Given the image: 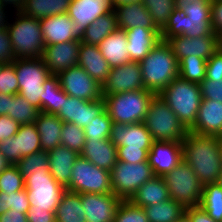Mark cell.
Masks as SVG:
<instances>
[{
	"instance_id": "obj_1",
	"label": "cell",
	"mask_w": 222,
	"mask_h": 222,
	"mask_svg": "<svg viewBox=\"0 0 222 222\" xmlns=\"http://www.w3.org/2000/svg\"><path fill=\"white\" fill-rule=\"evenodd\" d=\"M182 147L183 160L192 168L203 186L219 182L222 174V145L218 136L188 130L182 140Z\"/></svg>"
},
{
	"instance_id": "obj_2",
	"label": "cell",
	"mask_w": 222,
	"mask_h": 222,
	"mask_svg": "<svg viewBox=\"0 0 222 222\" xmlns=\"http://www.w3.org/2000/svg\"><path fill=\"white\" fill-rule=\"evenodd\" d=\"M211 0H175V9L160 32L162 41L173 36L203 37L211 35Z\"/></svg>"
},
{
	"instance_id": "obj_3",
	"label": "cell",
	"mask_w": 222,
	"mask_h": 222,
	"mask_svg": "<svg viewBox=\"0 0 222 222\" xmlns=\"http://www.w3.org/2000/svg\"><path fill=\"white\" fill-rule=\"evenodd\" d=\"M145 89L158 95L177 76L179 61L167 41H160L139 62Z\"/></svg>"
},
{
	"instance_id": "obj_4",
	"label": "cell",
	"mask_w": 222,
	"mask_h": 222,
	"mask_svg": "<svg viewBox=\"0 0 222 222\" xmlns=\"http://www.w3.org/2000/svg\"><path fill=\"white\" fill-rule=\"evenodd\" d=\"M158 95L168 104L187 130L194 126L202 100L200 84L177 76Z\"/></svg>"
},
{
	"instance_id": "obj_5",
	"label": "cell",
	"mask_w": 222,
	"mask_h": 222,
	"mask_svg": "<svg viewBox=\"0 0 222 222\" xmlns=\"http://www.w3.org/2000/svg\"><path fill=\"white\" fill-rule=\"evenodd\" d=\"M7 30L15 59L42 57L45 41L39 19L16 11L15 21L8 23Z\"/></svg>"
},
{
	"instance_id": "obj_6",
	"label": "cell",
	"mask_w": 222,
	"mask_h": 222,
	"mask_svg": "<svg viewBox=\"0 0 222 222\" xmlns=\"http://www.w3.org/2000/svg\"><path fill=\"white\" fill-rule=\"evenodd\" d=\"M155 95L147 89H138L102 97L113 123L134 124L143 122Z\"/></svg>"
},
{
	"instance_id": "obj_7",
	"label": "cell",
	"mask_w": 222,
	"mask_h": 222,
	"mask_svg": "<svg viewBox=\"0 0 222 222\" xmlns=\"http://www.w3.org/2000/svg\"><path fill=\"white\" fill-rule=\"evenodd\" d=\"M143 124L154 141L182 142L188 132L160 95L151 100Z\"/></svg>"
},
{
	"instance_id": "obj_8",
	"label": "cell",
	"mask_w": 222,
	"mask_h": 222,
	"mask_svg": "<svg viewBox=\"0 0 222 222\" xmlns=\"http://www.w3.org/2000/svg\"><path fill=\"white\" fill-rule=\"evenodd\" d=\"M18 79V94L39 109L43 108L44 81L51 75L42 58H23L14 60Z\"/></svg>"
},
{
	"instance_id": "obj_9",
	"label": "cell",
	"mask_w": 222,
	"mask_h": 222,
	"mask_svg": "<svg viewBox=\"0 0 222 222\" xmlns=\"http://www.w3.org/2000/svg\"><path fill=\"white\" fill-rule=\"evenodd\" d=\"M73 193H113L110 172L79 156L73 165L70 183L65 187Z\"/></svg>"
},
{
	"instance_id": "obj_10",
	"label": "cell",
	"mask_w": 222,
	"mask_h": 222,
	"mask_svg": "<svg viewBox=\"0 0 222 222\" xmlns=\"http://www.w3.org/2000/svg\"><path fill=\"white\" fill-rule=\"evenodd\" d=\"M163 178L171 199L181 203L185 208L199 206L203 185L186 161L182 160Z\"/></svg>"
},
{
	"instance_id": "obj_11",
	"label": "cell",
	"mask_w": 222,
	"mask_h": 222,
	"mask_svg": "<svg viewBox=\"0 0 222 222\" xmlns=\"http://www.w3.org/2000/svg\"><path fill=\"white\" fill-rule=\"evenodd\" d=\"M30 202L29 209H45L56 212L65 187L58 183L50 171H37L24 179Z\"/></svg>"
},
{
	"instance_id": "obj_12",
	"label": "cell",
	"mask_w": 222,
	"mask_h": 222,
	"mask_svg": "<svg viewBox=\"0 0 222 222\" xmlns=\"http://www.w3.org/2000/svg\"><path fill=\"white\" fill-rule=\"evenodd\" d=\"M152 177L154 174L148 161L135 164L117 161L110 172L113 193L122 200H129Z\"/></svg>"
},
{
	"instance_id": "obj_13",
	"label": "cell",
	"mask_w": 222,
	"mask_h": 222,
	"mask_svg": "<svg viewBox=\"0 0 222 222\" xmlns=\"http://www.w3.org/2000/svg\"><path fill=\"white\" fill-rule=\"evenodd\" d=\"M42 151L40 135L35 123L20 125L19 131L12 137L0 142V153L11 165H16L24 156Z\"/></svg>"
},
{
	"instance_id": "obj_14",
	"label": "cell",
	"mask_w": 222,
	"mask_h": 222,
	"mask_svg": "<svg viewBox=\"0 0 222 222\" xmlns=\"http://www.w3.org/2000/svg\"><path fill=\"white\" fill-rule=\"evenodd\" d=\"M62 90L71 97L85 101L101 99L102 86L98 84L82 67L75 66L58 75Z\"/></svg>"
},
{
	"instance_id": "obj_15",
	"label": "cell",
	"mask_w": 222,
	"mask_h": 222,
	"mask_svg": "<svg viewBox=\"0 0 222 222\" xmlns=\"http://www.w3.org/2000/svg\"><path fill=\"white\" fill-rule=\"evenodd\" d=\"M105 110L103 98L94 101H85L71 97L63 91V104L56 114L63 122H71L84 128Z\"/></svg>"
},
{
	"instance_id": "obj_16",
	"label": "cell",
	"mask_w": 222,
	"mask_h": 222,
	"mask_svg": "<svg viewBox=\"0 0 222 222\" xmlns=\"http://www.w3.org/2000/svg\"><path fill=\"white\" fill-rule=\"evenodd\" d=\"M145 89L139 62L129 61L110 69L106 82L102 85V96Z\"/></svg>"
},
{
	"instance_id": "obj_17",
	"label": "cell",
	"mask_w": 222,
	"mask_h": 222,
	"mask_svg": "<svg viewBox=\"0 0 222 222\" xmlns=\"http://www.w3.org/2000/svg\"><path fill=\"white\" fill-rule=\"evenodd\" d=\"M167 43L171 46L179 62L187 56L208 60L218 50L217 34L215 32L211 35L196 38L184 35L173 36L167 40Z\"/></svg>"
},
{
	"instance_id": "obj_18",
	"label": "cell",
	"mask_w": 222,
	"mask_h": 222,
	"mask_svg": "<svg viewBox=\"0 0 222 222\" xmlns=\"http://www.w3.org/2000/svg\"><path fill=\"white\" fill-rule=\"evenodd\" d=\"M183 160L182 142L153 141L148 162L154 176L163 177Z\"/></svg>"
},
{
	"instance_id": "obj_19",
	"label": "cell",
	"mask_w": 222,
	"mask_h": 222,
	"mask_svg": "<svg viewBox=\"0 0 222 222\" xmlns=\"http://www.w3.org/2000/svg\"><path fill=\"white\" fill-rule=\"evenodd\" d=\"M80 43V40H75L44 47L41 58L50 74L58 75L78 66Z\"/></svg>"
},
{
	"instance_id": "obj_20",
	"label": "cell",
	"mask_w": 222,
	"mask_h": 222,
	"mask_svg": "<svg viewBox=\"0 0 222 222\" xmlns=\"http://www.w3.org/2000/svg\"><path fill=\"white\" fill-rule=\"evenodd\" d=\"M122 199L114 193L81 194L86 222H113Z\"/></svg>"
},
{
	"instance_id": "obj_21",
	"label": "cell",
	"mask_w": 222,
	"mask_h": 222,
	"mask_svg": "<svg viewBox=\"0 0 222 222\" xmlns=\"http://www.w3.org/2000/svg\"><path fill=\"white\" fill-rule=\"evenodd\" d=\"M112 0H71L67 14L74 21L79 36L99 16L113 11Z\"/></svg>"
},
{
	"instance_id": "obj_22",
	"label": "cell",
	"mask_w": 222,
	"mask_h": 222,
	"mask_svg": "<svg viewBox=\"0 0 222 222\" xmlns=\"http://www.w3.org/2000/svg\"><path fill=\"white\" fill-rule=\"evenodd\" d=\"M110 140L117 148H139L147 152L154 141L143 122L113 123Z\"/></svg>"
},
{
	"instance_id": "obj_23",
	"label": "cell",
	"mask_w": 222,
	"mask_h": 222,
	"mask_svg": "<svg viewBox=\"0 0 222 222\" xmlns=\"http://www.w3.org/2000/svg\"><path fill=\"white\" fill-rule=\"evenodd\" d=\"M43 32L45 46L80 40L74 21L67 13L45 17L39 20Z\"/></svg>"
},
{
	"instance_id": "obj_24",
	"label": "cell",
	"mask_w": 222,
	"mask_h": 222,
	"mask_svg": "<svg viewBox=\"0 0 222 222\" xmlns=\"http://www.w3.org/2000/svg\"><path fill=\"white\" fill-rule=\"evenodd\" d=\"M190 131L202 135L218 136L222 132V103L202 99L195 124Z\"/></svg>"
},
{
	"instance_id": "obj_25",
	"label": "cell",
	"mask_w": 222,
	"mask_h": 222,
	"mask_svg": "<svg viewBox=\"0 0 222 222\" xmlns=\"http://www.w3.org/2000/svg\"><path fill=\"white\" fill-rule=\"evenodd\" d=\"M78 66L82 67L101 86L106 82L110 66L101 54L98 45L80 43Z\"/></svg>"
},
{
	"instance_id": "obj_26",
	"label": "cell",
	"mask_w": 222,
	"mask_h": 222,
	"mask_svg": "<svg viewBox=\"0 0 222 222\" xmlns=\"http://www.w3.org/2000/svg\"><path fill=\"white\" fill-rule=\"evenodd\" d=\"M118 29L128 30L141 27L146 29H157L153 19L142 2H130L116 5L114 7Z\"/></svg>"
},
{
	"instance_id": "obj_27",
	"label": "cell",
	"mask_w": 222,
	"mask_h": 222,
	"mask_svg": "<svg viewBox=\"0 0 222 222\" xmlns=\"http://www.w3.org/2000/svg\"><path fill=\"white\" fill-rule=\"evenodd\" d=\"M124 31L130 61L140 62L161 41L158 29L135 27Z\"/></svg>"
},
{
	"instance_id": "obj_28",
	"label": "cell",
	"mask_w": 222,
	"mask_h": 222,
	"mask_svg": "<svg viewBox=\"0 0 222 222\" xmlns=\"http://www.w3.org/2000/svg\"><path fill=\"white\" fill-rule=\"evenodd\" d=\"M80 156L109 172L112 171L118 161L117 147L110 138L99 141L86 140Z\"/></svg>"
},
{
	"instance_id": "obj_29",
	"label": "cell",
	"mask_w": 222,
	"mask_h": 222,
	"mask_svg": "<svg viewBox=\"0 0 222 222\" xmlns=\"http://www.w3.org/2000/svg\"><path fill=\"white\" fill-rule=\"evenodd\" d=\"M48 154L52 177L66 187L70 183L74 162L80 155L62 145L48 151Z\"/></svg>"
},
{
	"instance_id": "obj_30",
	"label": "cell",
	"mask_w": 222,
	"mask_h": 222,
	"mask_svg": "<svg viewBox=\"0 0 222 222\" xmlns=\"http://www.w3.org/2000/svg\"><path fill=\"white\" fill-rule=\"evenodd\" d=\"M127 45L126 32L117 29L101 41L98 47L112 69L130 61Z\"/></svg>"
},
{
	"instance_id": "obj_31",
	"label": "cell",
	"mask_w": 222,
	"mask_h": 222,
	"mask_svg": "<svg viewBox=\"0 0 222 222\" xmlns=\"http://www.w3.org/2000/svg\"><path fill=\"white\" fill-rule=\"evenodd\" d=\"M35 125L40 135L42 151H50L61 145L63 121L54 114L39 112Z\"/></svg>"
},
{
	"instance_id": "obj_32",
	"label": "cell",
	"mask_w": 222,
	"mask_h": 222,
	"mask_svg": "<svg viewBox=\"0 0 222 222\" xmlns=\"http://www.w3.org/2000/svg\"><path fill=\"white\" fill-rule=\"evenodd\" d=\"M170 199L169 190L166 182L161 176H154L144 183L129 199L138 207H146L158 204Z\"/></svg>"
},
{
	"instance_id": "obj_33",
	"label": "cell",
	"mask_w": 222,
	"mask_h": 222,
	"mask_svg": "<svg viewBox=\"0 0 222 222\" xmlns=\"http://www.w3.org/2000/svg\"><path fill=\"white\" fill-rule=\"evenodd\" d=\"M118 29L116 15L114 11H110L105 15L99 16L91 23L80 36V41L99 45L109 34Z\"/></svg>"
},
{
	"instance_id": "obj_34",
	"label": "cell",
	"mask_w": 222,
	"mask_h": 222,
	"mask_svg": "<svg viewBox=\"0 0 222 222\" xmlns=\"http://www.w3.org/2000/svg\"><path fill=\"white\" fill-rule=\"evenodd\" d=\"M71 0H25L20 10L23 14L42 19L67 13Z\"/></svg>"
},
{
	"instance_id": "obj_35",
	"label": "cell",
	"mask_w": 222,
	"mask_h": 222,
	"mask_svg": "<svg viewBox=\"0 0 222 222\" xmlns=\"http://www.w3.org/2000/svg\"><path fill=\"white\" fill-rule=\"evenodd\" d=\"M81 194L65 191L55 212L56 222H86Z\"/></svg>"
},
{
	"instance_id": "obj_36",
	"label": "cell",
	"mask_w": 222,
	"mask_h": 222,
	"mask_svg": "<svg viewBox=\"0 0 222 222\" xmlns=\"http://www.w3.org/2000/svg\"><path fill=\"white\" fill-rule=\"evenodd\" d=\"M143 209L148 222H179L185 216V207L171 198Z\"/></svg>"
},
{
	"instance_id": "obj_37",
	"label": "cell",
	"mask_w": 222,
	"mask_h": 222,
	"mask_svg": "<svg viewBox=\"0 0 222 222\" xmlns=\"http://www.w3.org/2000/svg\"><path fill=\"white\" fill-rule=\"evenodd\" d=\"M199 206L217 222H222V186L219 182L203 186Z\"/></svg>"
},
{
	"instance_id": "obj_38",
	"label": "cell",
	"mask_w": 222,
	"mask_h": 222,
	"mask_svg": "<svg viewBox=\"0 0 222 222\" xmlns=\"http://www.w3.org/2000/svg\"><path fill=\"white\" fill-rule=\"evenodd\" d=\"M43 108L39 112L56 115L63 104V90L57 75H50L43 84Z\"/></svg>"
},
{
	"instance_id": "obj_39",
	"label": "cell",
	"mask_w": 222,
	"mask_h": 222,
	"mask_svg": "<svg viewBox=\"0 0 222 222\" xmlns=\"http://www.w3.org/2000/svg\"><path fill=\"white\" fill-rule=\"evenodd\" d=\"M39 109L19 94L11 95L7 115L20 125L35 123Z\"/></svg>"
},
{
	"instance_id": "obj_40",
	"label": "cell",
	"mask_w": 222,
	"mask_h": 222,
	"mask_svg": "<svg viewBox=\"0 0 222 222\" xmlns=\"http://www.w3.org/2000/svg\"><path fill=\"white\" fill-rule=\"evenodd\" d=\"M206 59L187 56L179 62L178 76L184 80L200 84L206 78Z\"/></svg>"
},
{
	"instance_id": "obj_41",
	"label": "cell",
	"mask_w": 222,
	"mask_h": 222,
	"mask_svg": "<svg viewBox=\"0 0 222 222\" xmlns=\"http://www.w3.org/2000/svg\"><path fill=\"white\" fill-rule=\"evenodd\" d=\"M153 19L155 27L161 32L175 9V0H142Z\"/></svg>"
},
{
	"instance_id": "obj_42",
	"label": "cell",
	"mask_w": 222,
	"mask_h": 222,
	"mask_svg": "<svg viewBox=\"0 0 222 222\" xmlns=\"http://www.w3.org/2000/svg\"><path fill=\"white\" fill-rule=\"evenodd\" d=\"M113 121L105 109L83 128L86 140H104L110 138Z\"/></svg>"
},
{
	"instance_id": "obj_43",
	"label": "cell",
	"mask_w": 222,
	"mask_h": 222,
	"mask_svg": "<svg viewBox=\"0 0 222 222\" xmlns=\"http://www.w3.org/2000/svg\"><path fill=\"white\" fill-rule=\"evenodd\" d=\"M86 137L83 128L71 122H63L61 131V145L77 154H81L84 148Z\"/></svg>"
},
{
	"instance_id": "obj_44",
	"label": "cell",
	"mask_w": 222,
	"mask_h": 222,
	"mask_svg": "<svg viewBox=\"0 0 222 222\" xmlns=\"http://www.w3.org/2000/svg\"><path fill=\"white\" fill-rule=\"evenodd\" d=\"M16 166L24 179L37 171H49V154L46 151H40L24 156Z\"/></svg>"
},
{
	"instance_id": "obj_45",
	"label": "cell",
	"mask_w": 222,
	"mask_h": 222,
	"mask_svg": "<svg viewBox=\"0 0 222 222\" xmlns=\"http://www.w3.org/2000/svg\"><path fill=\"white\" fill-rule=\"evenodd\" d=\"M25 189L23 175L16 165H10L0 174V191L10 194Z\"/></svg>"
},
{
	"instance_id": "obj_46",
	"label": "cell",
	"mask_w": 222,
	"mask_h": 222,
	"mask_svg": "<svg viewBox=\"0 0 222 222\" xmlns=\"http://www.w3.org/2000/svg\"><path fill=\"white\" fill-rule=\"evenodd\" d=\"M113 222H148L142 207L135 206L129 200H122Z\"/></svg>"
},
{
	"instance_id": "obj_47",
	"label": "cell",
	"mask_w": 222,
	"mask_h": 222,
	"mask_svg": "<svg viewBox=\"0 0 222 222\" xmlns=\"http://www.w3.org/2000/svg\"><path fill=\"white\" fill-rule=\"evenodd\" d=\"M18 92L19 85L14 69V61L0 64V93L16 95Z\"/></svg>"
},
{
	"instance_id": "obj_48",
	"label": "cell",
	"mask_w": 222,
	"mask_h": 222,
	"mask_svg": "<svg viewBox=\"0 0 222 222\" xmlns=\"http://www.w3.org/2000/svg\"><path fill=\"white\" fill-rule=\"evenodd\" d=\"M202 99L215 100L222 103V78L207 79L201 83Z\"/></svg>"
},
{
	"instance_id": "obj_49",
	"label": "cell",
	"mask_w": 222,
	"mask_h": 222,
	"mask_svg": "<svg viewBox=\"0 0 222 222\" xmlns=\"http://www.w3.org/2000/svg\"><path fill=\"white\" fill-rule=\"evenodd\" d=\"M8 210L26 214L30 208V202L26 189L8 194Z\"/></svg>"
},
{
	"instance_id": "obj_50",
	"label": "cell",
	"mask_w": 222,
	"mask_h": 222,
	"mask_svg": "<svg viewBox=\"0 0 222 222\" xmlns=\"http://www.w3.org/2000/svg\"><path fill=\"white\" fill-rule=\"evenodd\" d=\"M118 161L131 164L148 161V152L139 148H117Z\"/></svg>"
},
{
	"instance_id": "obj_51",
	"label": "cell",
	"mask_w": 222,
	"mask_h": 222,
	"mask_svg": "<svg viewBox=\"0 0 222 222\" xmlns=\"http://www.w3.org/2000/svg\"><path fill=\"white\" fill-rule=\"evenodd\" d=\"M15 60L11 40L7 28L0 29V64H7Z\"/></svg>"
},
{
	"instance_id": "obj_52",
	"label": "cell",
	"mask_w": 222,
	"mask_h": 222,
	"mask_svg": "<svg viewBox=\"0 0 222 222\" xmlns=\"http://www.w3.org/2000/svg\"><path fill=\"white\" fill-rule=\"evenodd\" d=\"M206 78H222V51L219 49L206 61Z\"/></svg>"
},
{
	"instance_id": "obj_53",
	"label": "cell",
	"mask_w": 222,
	"mask_h": 222,
	"mask_svg": "<svg viewBox=\"0 0 222 222\" xmlns=\"http://www.w3.org/2000/svg\"><path fill=\"white\" fill-rule=\"evenodd\" d=\"M20 128V124L8 115L0 116V142L14 136Z\"/></svg>"
},
{
	"instance_id": "obj_54",
	"label": "cell",
	"mask_w": 222,
	"mask_h": 222,
	"mask_svg": "<svg viewBox=\"0 0 222 222\" xmlns=\"http://www.w3.org/2000/svg\"><path fill=\"white\" fill-rule=\"evenodd\" d=\"M211 28L216 34L222 31V1L211 0Z\"/></svg>"
},
{
	"instance_id": "obj_55",
	"label": "cell",
	"mask_w": 222,
	"mask_h": 222,
	"mask_svg": "<svg viewBox=\"0 0 222 222\" xmlns=\"http://www.w3.org/2000/svg\"><path fill=\"white\" fill-rule=\"evenodd\" d=\"M26 217L28 222H56L55 212L45 209H29Z\"/></svg>"
},
{
	"instance_id": "obj_56",
	"label": "cell",
	"mask_w": 222,
	"mask_h": 222,
	"mask_svg": "<svg viewBox=\"0 0 222 222\" xmlns=\"http://www.w3.org/2000/svg\"><path fill=\"white\" fill-rule=\"evenodd\" d=\"M185 216L190 222H217L200 206L186 207Z\"/></svg>"
},
{
	"instance_id": "obj_57",
	"label": "cell",
	"mask_w": 222,
	"mask_h": 222,
	"mask_svg": "<svg viewBox=\"0 0 222 222\" xmlns=\"http://www.w3.org/2000/svg\"><path fill=\"white\" fill-rule=\"evenodd\" d=\"M0 222H28L26 214L17 211L9 210L0 215Z\"/></svg>"
},
{
	"instance_id": "obj_58",
	"label": "cell",
	"mask_w": 222,
	"mask_h": 222,
	"mask_svg": "<svg viewBox=\"0 0 222 222\" xmlns=\"http://www.w3.org/2000/svg\"><path fill=\"white\" fill-rule=\"evenodd\" d=\"M10 102H11L10 94L0 93V116L7 115V113L9 112Z\"/></svg>"
},
{
	"instance_id": "obj_59",
	"label": "cell",
	"mask_w": 222,
	"mask_h": 222,
	"mask_svg": "<svg viewBox=\"0 0 222 222\" xmlns=\"http://www.w3.org/2000/svg\"><path fill=\"white\" fill-rule=\"evenodd\" d=\"M8 194L0 191V215L6 213L8 210Z\"/></svg>"
},
{
	"instance_id": "obj_60",
	"label": "cell",
	"mask_w": 222,
	"mask_h": 222,
	"mask_svg": "<svg viewBox=\"0 0 222 222\" xmlns=\"http://www.w3.org/2000/svg\"><path fill=\"white\" fill-rule=\"evenodd\" d=\"M4 6L14 7V10L20 11L25 0H1ZM8 5V6H7Z\"/></svg>"
},
{
	"instance_id": "obj_61",
	"label": "cell",
	"mask_w": 222,
	"mask_h": 222,
	"mask_svg": "<svg viewBox=\"0 0 222 222\" xmlns=\"http://www.w3.org/2000/svg\"><path fill=\"white\" fill-rule=\"evenodd\" d=\"M6 8H8V7H6V6H4L3 8H0V29H3V28H7V26H8V16H6V15H8V14H6L7 13V11H5V10H7Z\"/></svg>"
},
{
	"instance_id": "obj_62",
	"label": "cell",
	"mask_w": 222,
	"mask_h": 222,
	"mask_svg": "<svg viewBox=\"0 0 222 222\" xmlns=\"http://www.w3.org/2000/svg\"><path fill=\"white\" fill-rule=\"evenodd\" d=\"M10 162L0 153V174L10 166Z\"/></svg>"
},
{
	"instance_id": "obj_63",
	"label": "cell",
	"mask_w": 222,
	"mask_h": 222,
	"mask_svg": "<svg viewBox=\"0 0 222 222\" xmlns=\"http://www.w3.org/2000/svg\"><path fill=\"white\" fill-rule=\"evenodd\" d=\"M142 0H112L113 6L123 4V3H130V2H141Z\"/></svg>"
},
{
	"instance_id": "obj_64",
	"label": "cell",
	"mask_w": 222,
	"mask_h": 222,
	"mask_svg": "<svg viewBox=\"0 0 222 222\" xmlns=\"http://www.w3.org/2000/svg\"><path fill=\"white\" fill-rule=\"evenodd\" d=\"M218 49L222 50V31L217 34Z\"/></svg>"
},
{
	"instance_id": "obj_65",
	"label": "cell",
	"mask_w": 222,
	"mask_h": 222,
	"mask_svg": "<svg viewBox=\"0 0 222 222\" xmlns=\"http://www.w3.org/2000/svg\"><path fill=\"white\" fill-rule=\"evenodd\" d=\"M179 222H190L186 216H184Z\"/></svg>"
},
{
	"instance_id": "obj_66",
	"label": "cell",
	"mask_w": 222,
	"mask_h": 222,
	"mask_svg": "<svg viewBox=\"0 0 222 222\" xmlns=\"http://www.w3.org/2000/svg\"><path fill=\"white\" fill-rule=\"evenodd\" d=\"M218 138H219V142H220L221 145H222V132L218 135Z\"/></svg>"
},
{
	"instance_id": "obj_67",
	"label": "cell",
	"mask_w": 222,
	"mask_h": 222,
	"mask_svg": "<svg viewBox=\"0 0 222 222\" xmlns=\"http://www.w3.org/2000/svg\"><path fill=\"white\" fill-rule=\"evenodd\" d=\"M4 4L2 3V1L0 0V8H3Z\"/></svg>"
},
{
	"instance_id": "obj_68",
	"label": "cell",
	"mask_w": 222,
	"mask_h": 222,
	"mask_svg": "<svg viewBox=\"0 0 222 222\" xmlns=\"http://www.w3.org/2000/svg\"><path fill=\"white\" fill-rule=\"evenodd\" d=\"M219 183H220L221 186H222V174H221V177H220Z\"/></svg>"
}]
</instances>
